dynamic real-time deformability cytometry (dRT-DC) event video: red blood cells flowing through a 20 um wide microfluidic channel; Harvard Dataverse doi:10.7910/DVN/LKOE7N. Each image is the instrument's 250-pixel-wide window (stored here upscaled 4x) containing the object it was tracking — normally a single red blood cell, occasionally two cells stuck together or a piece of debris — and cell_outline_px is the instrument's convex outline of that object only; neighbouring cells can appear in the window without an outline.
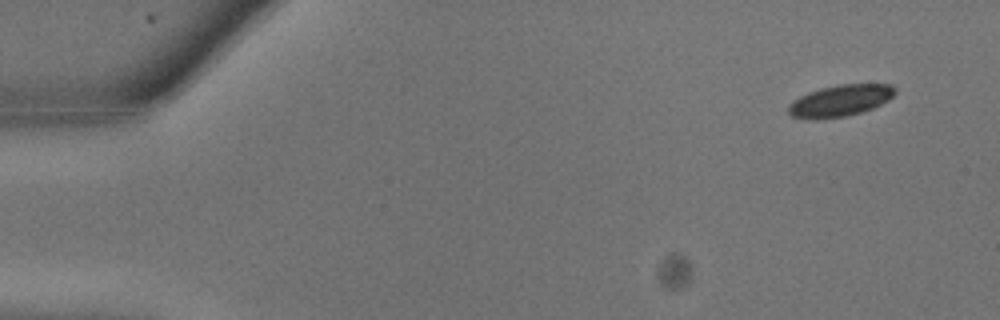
{"species": "common noctule bat (a hibernating species)", "species_latin": "Nyctalus noctula", "temperature_condition": "warm", "stored_images_in_passage": 25, "camera_frame_rate_fps": 3000, "um_per_image_px": 0.085, "animal": {"sex": "male", "body_mass_g": 13.3}, "frame": {"image": 1, "passage_image": 2, "time_ms": 0.333, "image_size_px": [1000, 320], "cell_outline_px": [[896, 92], [888, 100], [872, 108], [848, 116], [816, 120], [808, 120], [792, 116], [788, 112], [788, 104], [800, 96], [808, 92], [820, 88], [840, 84], [892, 84], [896, 88]], "centroid_in_image_um": [71.39, 8.56], "position_along_channel_um": 13.6, "area_um2": 19.77}}
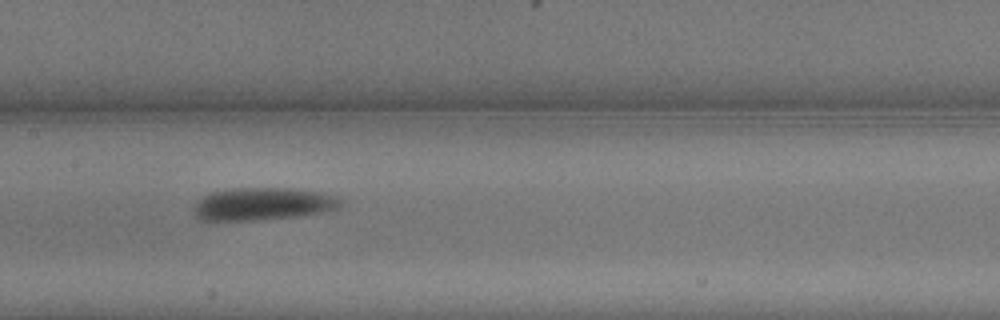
{"frame": {"image": 2, "passage_image": 13, "time_ms": 4.0, "image_size_px": [1000, 320], "cell_outline_px": [[344, 204], [336, 212], [256, 220], [200, 220], [196, 216], [192, 208], [200, 196], [208, 192], [232, 188], [292, 188], [324, 192], [340, 196], [344, 200]], "centroid_in_image_um": [22.45, 17.32], "position_along_channel_um": 185.0, "area_um2": 28.9}}
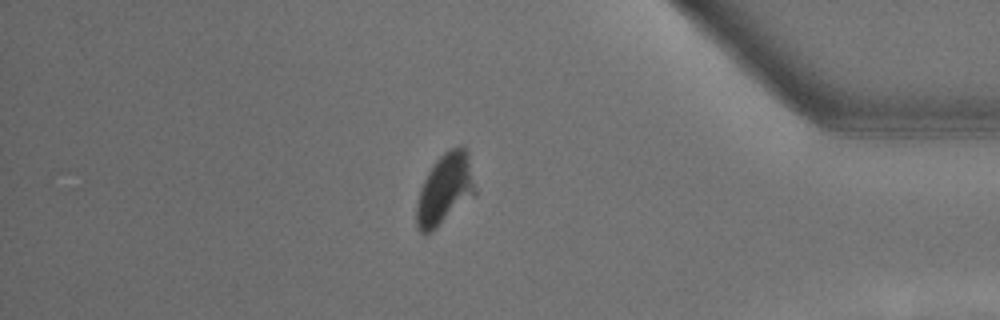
{"frame": {"image": 3, "passage_image": 22, "time_ms": 7.0, "image_size_px": [1000, 320], "cell_outline_px": [[476, 196], [432, 232], [420, 232], [416, 228], [416, 204], [420, 188], [428, 172], [436, 160], [444, 152], [460, 144], [464, 144], [468, 152], [476, 188]], "centroid_in_image_um": [37.84, 16.08], "position_along_channel_um": 397.4, "area_um2": 24.74}}